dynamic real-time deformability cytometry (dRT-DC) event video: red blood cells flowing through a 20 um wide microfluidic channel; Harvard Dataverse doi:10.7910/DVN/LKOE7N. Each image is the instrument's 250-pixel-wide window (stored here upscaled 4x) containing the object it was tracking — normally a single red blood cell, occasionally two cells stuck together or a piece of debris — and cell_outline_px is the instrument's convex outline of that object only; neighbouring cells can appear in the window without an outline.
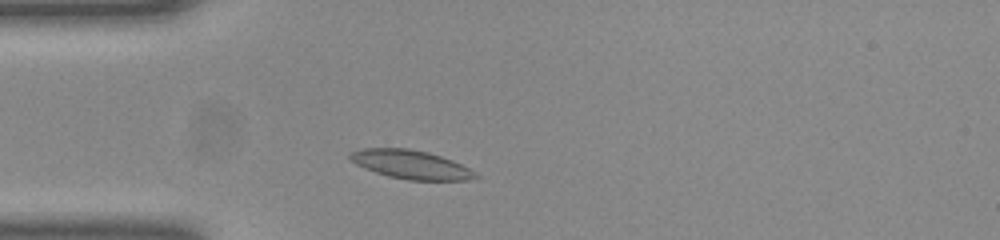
{"species": "common noctule bat (a hibernating species)", "species_latin": "Nyctalus noctula", "temperature_condition": "room temperature", "stored_images_in_passage": 35, "camera_frame_rate_fps": 3000, "um_per_image_px": 0.085, "animal": {"sex": "female", "body_mass_g": 23.0, "forearm_length_mm": 53.4}, "frame": {"image": 1, "passage_image": 5, "time_ms": 1.333, "image_size_px": [1000, 240], "cell_outline_px": [[480, 176], [468, 180], [408, 180], [388, 176], [364, 168], [356, 164], [348, 156], [352, 152], [364, 148], [408, 148], [428, 152], [452, 160], [476, 172]], "centroid_in_image_um": [34.94, 13.99], "position_along_channel_um": 50.1, "area_um2": 20.81}}
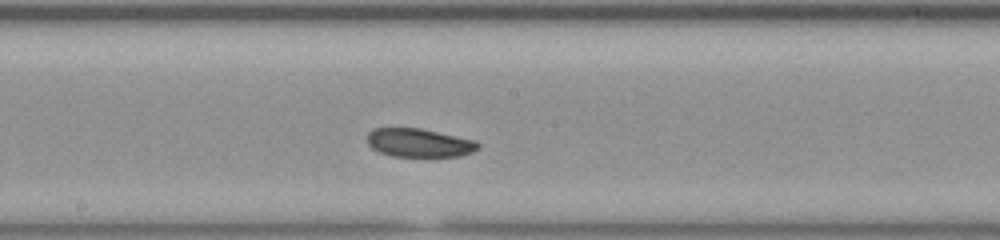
{"frame": {"image": 2, "passage_image": 18, "time_ms": 5.667, "image_size_px": [1000, 240], "cell_outline_px": [[480, 148], [472, 152], [460, 156], [392, 156], [380, 152], [372, 148], [368, 144], [368, 132], [372, 128], [420, 128], [476, 140], [480, 144]], "centroid_in_image_um": [35.64, 12.13], "position_along_channel_um": 212.6, "area_um2": 18.44}}
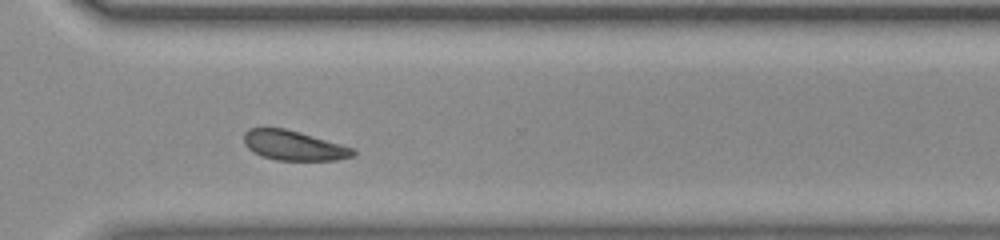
{"frame": {"image": 3, "passage_image": 28, "time_ms": 9.0, "image_size_px": [1000, 240], "cell_outline_px": [[356, 152], [352, 156], [336, 160], [276, 160], [252, 152], [244, 144], [244, 132], [248, 128], [284, 128], [300, 132], [340, 144], [352, 148]], "centroid_in_image_um": [24.92, 12.36], "position_along_channel_um": 345.7, "area_um2": 18.73}, "authors_computed_cell_mechanics": {"area_um2": 19.4786, "velocity_mm_per_s": 3.9836, "shape_relaxation_time_tau1_ms": null, "shape_relaxation_time_tau2_ms": 7.266, "deformation_change_tau1": null, "deformation_change_tau2": 0.1114}}